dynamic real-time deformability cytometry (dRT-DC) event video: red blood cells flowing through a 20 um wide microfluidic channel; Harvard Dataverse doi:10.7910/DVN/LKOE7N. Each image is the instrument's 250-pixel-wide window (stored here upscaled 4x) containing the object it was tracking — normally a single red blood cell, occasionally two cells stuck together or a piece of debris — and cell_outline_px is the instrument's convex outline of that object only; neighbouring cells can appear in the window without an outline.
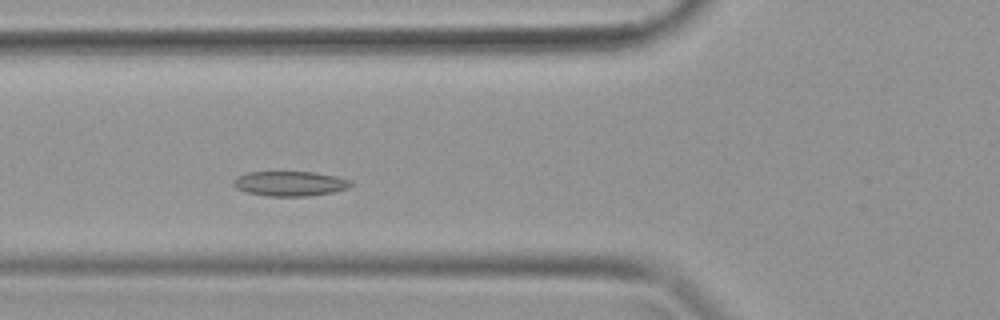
{"species": "common noctule bat (a hibernating species)", "species_latin": "Nyctalus noctula", "temperature_condition": "warm", "stored_images_in_passage": 35, "camera_frame_rate_fps": 3000, "um_per_image_px": 0.085, "animal": {"sex": "female", "body_mass_g": 19.9}, "frame": {"image": 1, "passage_image": 10, "time_ms": 3.0, "image_size_px": [1000, 320], "cell_outline_px": [[352, 184], [348, 188], [332, 192], [308, 196], [268, 196], [248, 192], [236, 188], [232, 184], [232, 180], [236, 176], [244, 172], [316, 172], [336, 176], [352, 180]], "centroid_in_image_um": [24.63, 15.59], "position_along_channel_um": 101.2, "area_um2": 17.11}}
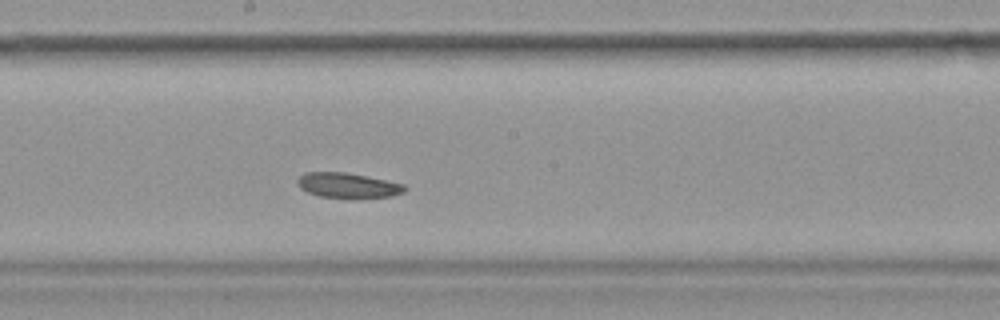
{"frame": {"image": 2, "passage_image": 17, "time_ms": 5.333, "image_size_px": [1000, 320], "cell_outline_px": [[408, 188], [404, 192], [392, 196], [352, 200], [320, 196], [308, 192], [300, 188], [296, 180], [304, 172], [344, 172], [368, 176], [404, 184]], "centroid_in_image_um": [29.6, 15.78], "position_along_channel_um": 218.6, "area_um2": 16.18}}
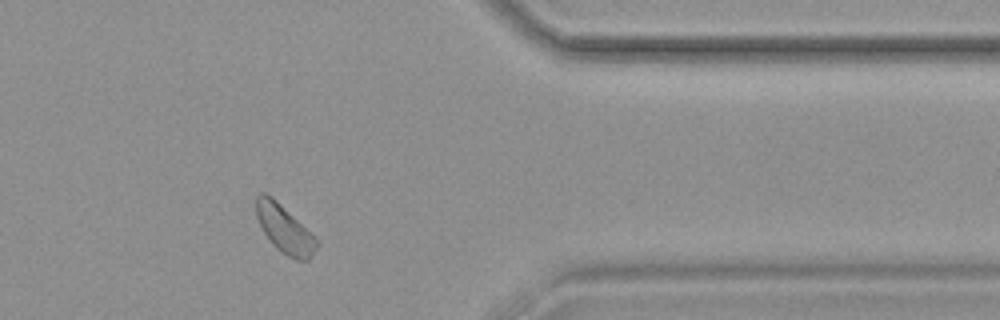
{"frame": {"image": 3, "passage_image": 28, "time_ms": 9.0, "image_size_px": [1000, 320], "cell_outline_px": [[320, 244], [308, 260], [296, 260], [280, 252], [272, 244], [264, 232], [256, 216], [256, 196], [260, 192], [264, 192], [272, 196]], "centroid_in_image_um": [24.14, 19.48], "position_along_channel_um": 387.3, "area_um2": 16.36}}